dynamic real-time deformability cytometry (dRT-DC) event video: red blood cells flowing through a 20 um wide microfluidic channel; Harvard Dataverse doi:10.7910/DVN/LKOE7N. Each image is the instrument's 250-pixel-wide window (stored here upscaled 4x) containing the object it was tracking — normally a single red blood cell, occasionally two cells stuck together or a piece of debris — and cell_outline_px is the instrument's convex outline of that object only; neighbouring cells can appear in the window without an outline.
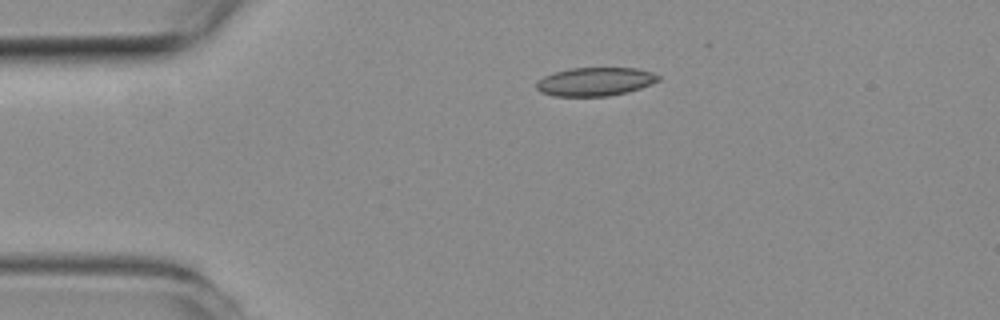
{"species": "common noctule bat (a hibernating species)", "species_latin": "Nyctalus noctula", "temperature_condition": "room temperature", "stored_images_in_passage": 43, "camera_frame_rate_fps": 3000, "um_per_image_px": 0.085, "animal": {"sex": "female", "body_mass_g": 19.3, "forearm_length_mm": 54.1}, "frame": {"image": 1, "passage_image": 1, "time_ms": 0.0, "image_size_px": [1000, 320], "cell_outline_px": [[660, 80], [640, 88], [628, 92], [608, 96], [552, 96], [540, 92], [536, 88], [536, 80], [544, 76], [556, 72], [572, 68], [636, 68], [652, 72], [660, 76]], "centroid_in_image_um": [50.57, 6.94], "position_along_channel_um": 34.4, "area_um2": 20.29}}
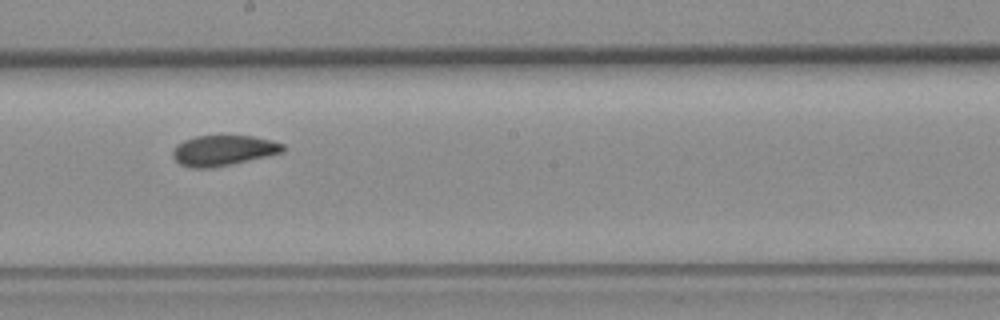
{"frame": {"image": 2, "passage_image": 19, "time_ms": 6.0, "image_size_px": [1000, 320], "cell_outline_px": [[284, 148], [280, 152], [264, 156], [228, 164], [208, 168], [192, 168], [180, 164], [172, 156], [172, 152], [176, 144], [184, 140], [196, 136], [252, 136], [272, 140], [284, 144]], "centroid_in_image_um": [18.91, 12.77], "position_along_channel_um": 229.3, "area_um2": 19.07}}
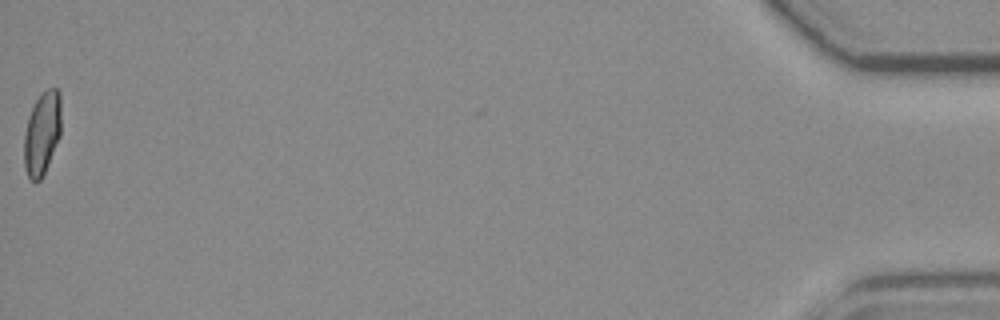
{"frame": {"image": 3, "passage_image": 43, "time_ms": 14.0, "image_size_px": [1000, 320], "cell_outline_px": [[60, 136], [44, 172], [40, 180], [32, 180], [28, 176], [24, 164], [24, 136], [28, 120], [32, 108], [36, 100], [48, 88], [56, 88], [60, 92]], "centroid_in_image_um": [3.58, 11.31], "position_along_channel_um": 431.6, "area_um2": 17.51}, "authors_computed_cell_mechanics": {"area_um2": 19.8832, "velocity_mm_per_s": 3.9435, "shape_relaxation_time_tau1_ms": null, "shape_relaxation_time_tau2_ms": 3.429, "deformation_change_tau1": null, "deformation_change_tau2": 0.0799}}